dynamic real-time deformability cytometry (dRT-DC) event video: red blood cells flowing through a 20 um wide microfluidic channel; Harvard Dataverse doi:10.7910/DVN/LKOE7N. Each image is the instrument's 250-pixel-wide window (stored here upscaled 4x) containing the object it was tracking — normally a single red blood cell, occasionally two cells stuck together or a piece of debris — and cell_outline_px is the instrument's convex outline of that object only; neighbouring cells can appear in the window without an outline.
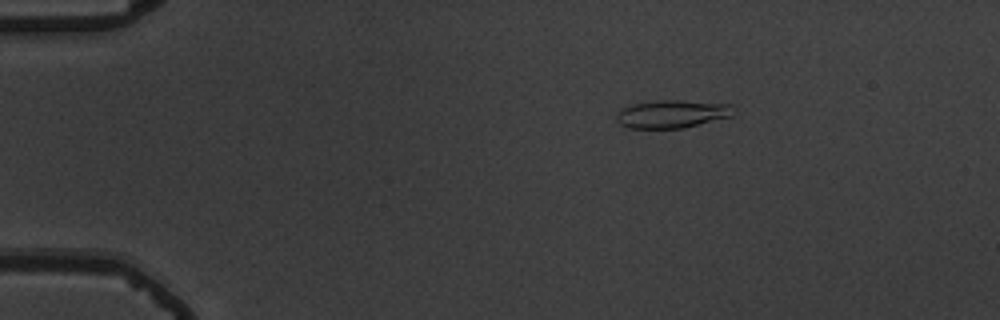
{"species": "common noctule bat (a hibernating species)", "species_latin": "Nyctalus noctula", "temperature_condition": "warm", "stored_images_in_passage": 47, "camera_frame_rate_fps": 3000, "um_per_image_px": 0.085, "animal": {"sex": "male", "body_mass_g": 19.5, "forearm_length_mm": 54.6}, "frame": {"image": 1, "passage_image": 1, "time_ms": 0.0, "image_size_px": [1000, 320], "cell_outline_px": [[736, 112], [732, 116], [684, 128], [628, 128], [620, 124], [616, 120], [616, 116], [620, 108], [632, 104], [660, 100], [680, 100], [732, 104]], "centroid_in_image_um": [57.14, 9.68], "position_along_channel_um": 27.9, "area_um2": 19.25}}
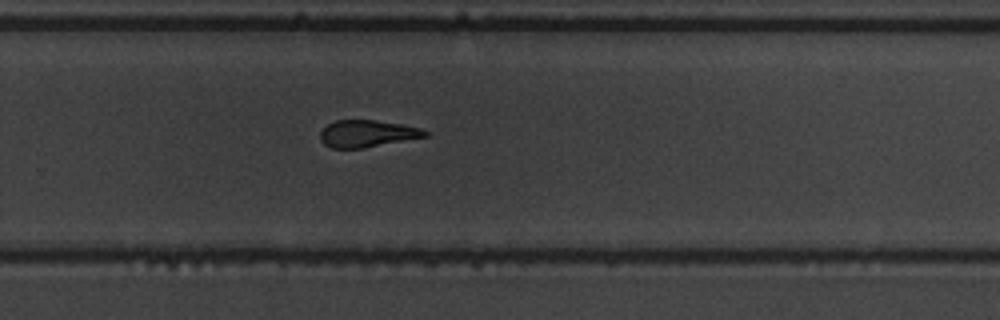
{"frame": {"image": 2, "passage_image": 29, "time_ms": 9.333, "image_size_px": [1000, 320], "cell_outline_px": [[428, 136], [364, 148], [332, 148], [324, 144], [320, 140], [320, 132], [328, 124], [336, 120], [376, 120], [400, 124], [420, 128], [428, 132]], "centroid_in_image_um": [31.19, 11.36], "position_along_channel_um": 298.6, "area_um2": 16.42}}
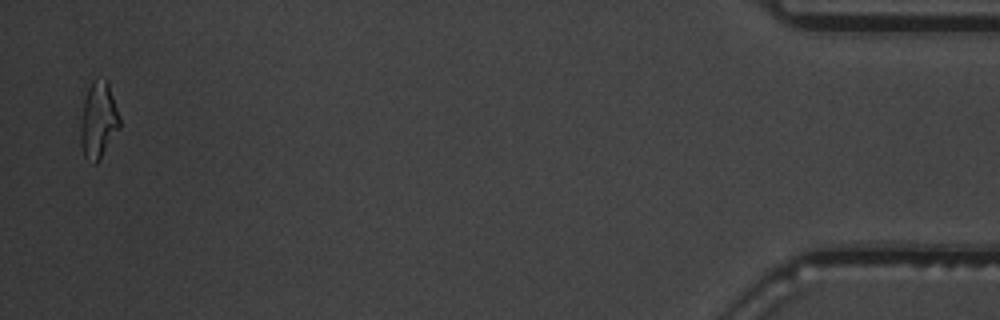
{"frame": {"image": 3, "passage_image": 46, "time_ms": 15.0, "image_size_px": [1000, 320], "cell_outline_px": [[120, 128], [96, 164], [92, 164], [84, 156], [80, 144], [80, 120], [84, 100], [88, 88], [92, 80], [108, 80], [120, 116]], "centroid_in_image_um": [8.36, 10.23], "position_along_channel_um": 426.8, "area_um2": 17.57}, "authors_computed_cell_mechanics": {"area_um2": 17.7446, "velocity_mm_per_s": 3.6887, "shape_relaxation_time_tau1_ms": 7.4962, "shape_relaxation_time_tau2_ms": 3.7016, "deformation_change_tau1": 0.2036, "deformation_change_tau2": 0.1386}}